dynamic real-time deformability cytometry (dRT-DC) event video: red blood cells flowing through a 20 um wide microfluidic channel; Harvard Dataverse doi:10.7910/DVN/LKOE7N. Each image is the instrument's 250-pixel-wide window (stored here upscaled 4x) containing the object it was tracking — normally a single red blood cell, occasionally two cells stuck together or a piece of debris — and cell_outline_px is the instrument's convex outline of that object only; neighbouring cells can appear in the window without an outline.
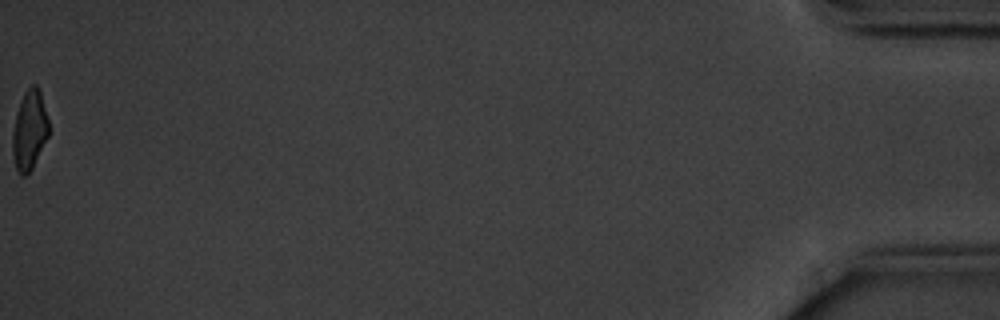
{"species": "common noctule bat (a hibernating species)", "species_latin": "Nyctalus noctula", "temperature_condition": "cold", "stored_images_in_passage": 16, "camera_frame_rate_fps": 3000, "um_per_image_px": 0.085, "animal": {"sex": "male", "body_mass_g": 20.1, "forearm_length_mm": 53.5}, "frame": {"image": 1, "passage_image": 16, "time_ms": 19.333, "image_size_px": [1000, 320], "cell_outline_px": [[48, 136], [28, 176], [20, 176], [16, 168], [12, 152], [12, 132], [16, 112], [20, 100], [24, 92], [32, 84], [36, 84], [40, 88], [48, 120]], "centroid_in_image_um": [2.49, 11.05], "position_along_channel_um": 432.7, "area_um2": 16.94}, "authors_computed_cell_mechanics": {"area_um2": 18.9295, "velocity_mm_per_s": 3.5414, "shape_relaxation_time_tau1_ms": 7.9107, "shape_relaxation_time_tau2_ms": null, "deformation_change_tau1": 0.1511, "deformation_change_tau2": null}}